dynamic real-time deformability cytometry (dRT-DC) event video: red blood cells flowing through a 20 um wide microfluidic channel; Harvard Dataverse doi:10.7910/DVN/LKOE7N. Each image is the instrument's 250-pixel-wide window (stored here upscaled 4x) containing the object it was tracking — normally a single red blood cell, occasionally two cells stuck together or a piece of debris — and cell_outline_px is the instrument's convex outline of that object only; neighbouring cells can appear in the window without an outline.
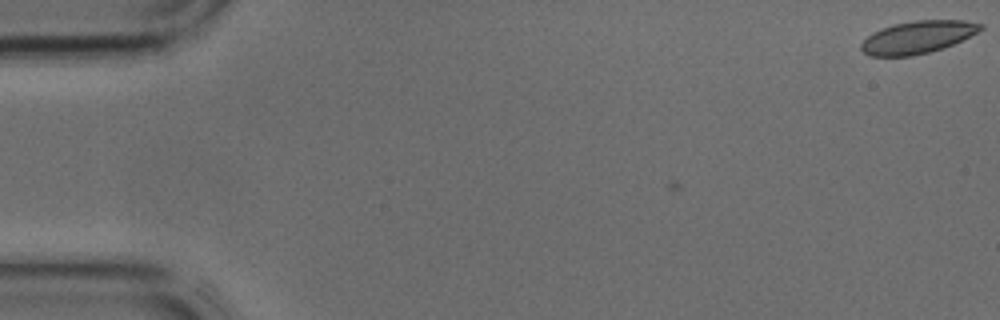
{"species": "common noctule bat (a hibernating species)", "species_latin": "Nyctalus noctula", "temperature_condition": "cold", "stored_images_in_passage": 2, "camera_frame_rate_fps": 3000, "um_per_image_px": 0.085, "animal": {"sex": "male", "body_mass_g": 17.9, "forearm_length_mm": 54.2}, "frame": {"image": 1, "passage_image": 2, "time_ms": 0.333, "image_size_px": [1000, 320], "cell_outline_px": [[984, 28], [944, 48], [912, 56], [868, 56], [860, 48], [860, 44], [872, 32], [896, 24], [916, 20], [964, 20], [984, 24]], "centroid_in_image_um": [77.99, 3.16], "position_along_channel_um": 7.0, "area_um2": 22.37}}